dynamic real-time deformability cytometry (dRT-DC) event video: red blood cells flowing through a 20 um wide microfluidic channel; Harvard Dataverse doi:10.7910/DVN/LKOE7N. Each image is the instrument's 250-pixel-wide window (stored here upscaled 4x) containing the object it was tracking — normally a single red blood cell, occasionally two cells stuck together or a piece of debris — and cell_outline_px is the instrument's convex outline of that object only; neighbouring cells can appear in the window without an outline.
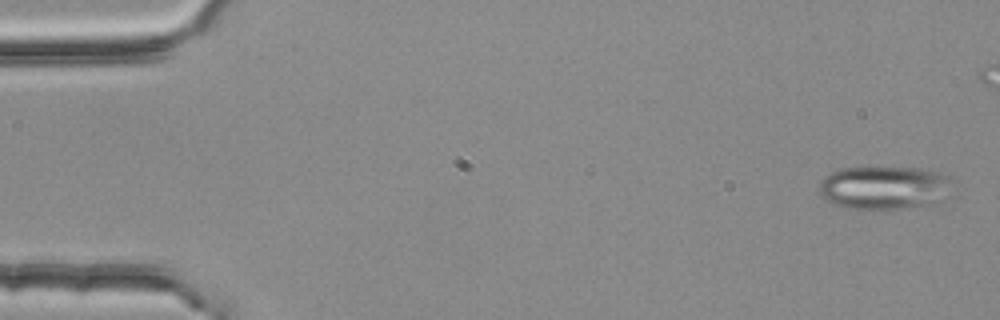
{"species": "common noctule bat (a hibernating species)", "species_latin": "Nyctalus noctula", "temperature_condition": "room temperature", "stored_images_in_passage": 4, "camera_frame_rate_fps": 3000, "um_per_image_px": 0.085, "animal": {"sex": "female", "body_mass_g": 25.1}, "frame": {"image": 1, "passage_image": 1, "time_ms": 0.0, "image_size_px": [1000, 320], "cell_outline_px": [[952, 176], [940, 200], [928, 204], [900, 208], [848, 208], [832, 204], [824, 200], [820, 196], [820, 180], [832, 172], [840, 168], [920, 168], [940, 172]], "centroid_in_image_um": [75.07, 15.93], "position_along_channel_um": 9.9, "area_um2": 33.0}}